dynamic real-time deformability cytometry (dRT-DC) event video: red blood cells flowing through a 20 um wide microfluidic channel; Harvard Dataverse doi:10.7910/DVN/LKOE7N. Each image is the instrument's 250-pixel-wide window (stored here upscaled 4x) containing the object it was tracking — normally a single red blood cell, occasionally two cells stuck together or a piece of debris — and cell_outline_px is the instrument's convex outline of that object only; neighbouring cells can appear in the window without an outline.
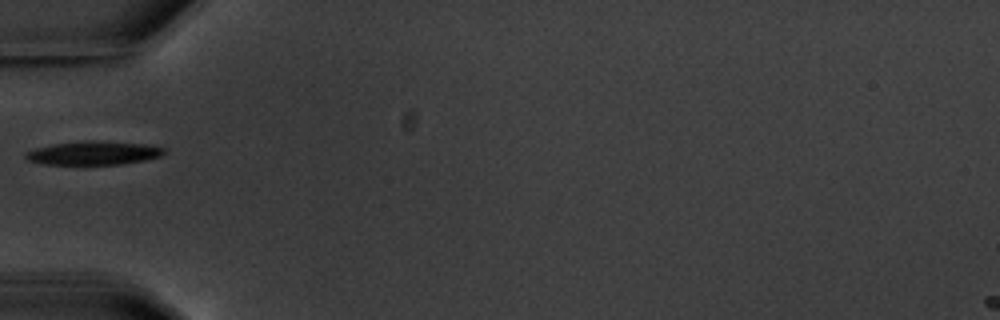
{"species": "common noctule bat (a hibernating species)", "species_latin": "Nyctalus noctula", "temperature_condition": "warm", "stored_images_in_passage": 8, "camera_frame_rate_fps": 3000, "um_per_image_px": 0.085, "animal": {"sex": "male", "body_mass_g": 20.1, "forearm_length_mm": 53.5}, "frame": {"image": 1, "passage_image": 5, "time_ms": 4.667, "image_size_px": [1000, 320], "cell_outline_px": [[164, 152], [160, 156], [144, 160], [120, 164], [84, 168], [40, 164], [28, 160], [24, 156], [24, 152], [36, 148], [56, 144], [84, 140], [96, 140], [144, 144], [164, 148]], "centroid_in_image_um": [7.85, 13.06], "position_along_channel_um": 77.2, "area_um2": 20.06}}